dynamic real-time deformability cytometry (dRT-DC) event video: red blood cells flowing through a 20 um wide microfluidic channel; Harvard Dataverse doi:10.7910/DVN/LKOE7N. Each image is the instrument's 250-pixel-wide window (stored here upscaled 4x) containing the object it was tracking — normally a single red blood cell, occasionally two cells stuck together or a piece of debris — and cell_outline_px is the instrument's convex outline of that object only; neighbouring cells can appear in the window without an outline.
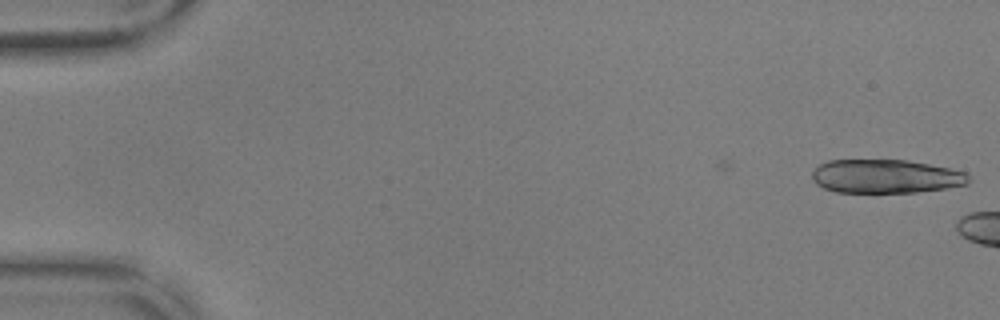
{"species": "common noctule bat (a hibernating species)", "species_latin": "Nyctalus noctula", "temperature_condition": "warm", "stored_images_in_passage": 5, "camera_frame_rate_fps": 3000, "um_per_image_px": 0.085, "animal": {"sex": "male", "body_mass_g": 17.9, "forearm_length_mm": 54.2}, "frame": {"image": 1, "passage_image": 5, "time_ms": 1.333, "image_size_px": [1000, 320], "cell_outline_px": [[972, 180], [968, 184], [944, 188], [916, 192], [836, 192], [824, 188], [816, 184], [812, 180], [812, 172], [820, 164], [828, 160], [908, 160], [948, 168], [964, 172]], "centroid_in_image_um": [75.26, 14.99], "position_along_channel_um": 9.7, "area_um2": 30.63}}